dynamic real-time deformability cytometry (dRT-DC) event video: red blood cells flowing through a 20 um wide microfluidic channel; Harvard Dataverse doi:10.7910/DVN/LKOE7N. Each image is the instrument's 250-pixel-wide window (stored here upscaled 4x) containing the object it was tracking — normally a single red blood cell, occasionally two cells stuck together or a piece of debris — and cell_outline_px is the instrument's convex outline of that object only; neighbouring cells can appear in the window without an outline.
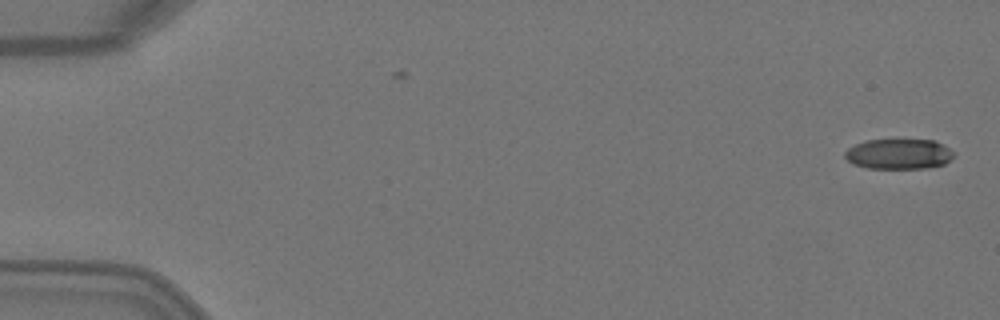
{"species": "Egyptian fruit bat (a non-hibernating species)", "species_latin": "Rousettus aegyptiacus", "temperature_condition": "warm", "stored_images_in_passage": 5, "camera_frame_rate_fps": 3000, "um_per_image_px": 0.085, "animal": {"sex": "female"}, "frame": {"image": 1, "passage_image": 1, "time_ms": 0.0, "image_size_px": [1000, 320], "cell_outline_px": [[956, 156], [952, 160], [944, 164], [928, 168], [868, 168], [852, 164], [844, 156], [844, 152], [848, 148], [856, 144], [868, 140], [936, 140], [956, 152]], "centroid_in_image_um": [76.45, 13.09], "position_along_channel_um": 8.5, "area_um2": 19.42}}
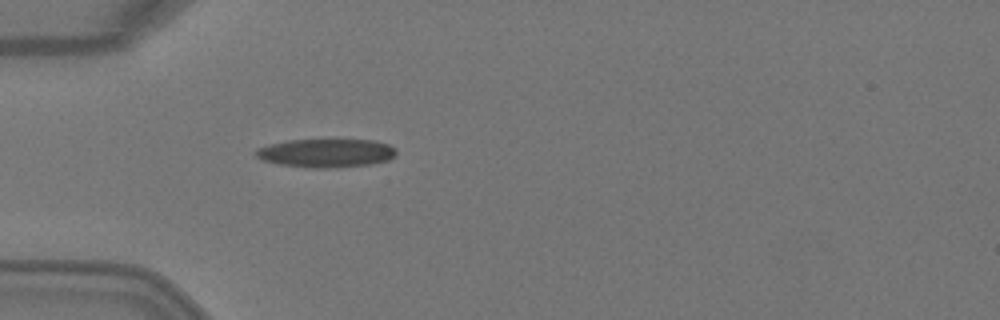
{"frame": {"image": 2, "passage_image": 5, "time_ms": 1.333, "image_size_px": [1000, 320], "cell_outline_px": [[396, 156], [388, 160], [368, 164], [336, 168], [316, 168], [280, 164], [264, 160], [256, 156], [252, 152], [256, 148], [288, 140], [376, 140], [388, 144], [396, 148]], "centroid_in_image_um": [27.74, 13.0], "position_along_channel_um": 57.3, "area_um2": 23.29}}